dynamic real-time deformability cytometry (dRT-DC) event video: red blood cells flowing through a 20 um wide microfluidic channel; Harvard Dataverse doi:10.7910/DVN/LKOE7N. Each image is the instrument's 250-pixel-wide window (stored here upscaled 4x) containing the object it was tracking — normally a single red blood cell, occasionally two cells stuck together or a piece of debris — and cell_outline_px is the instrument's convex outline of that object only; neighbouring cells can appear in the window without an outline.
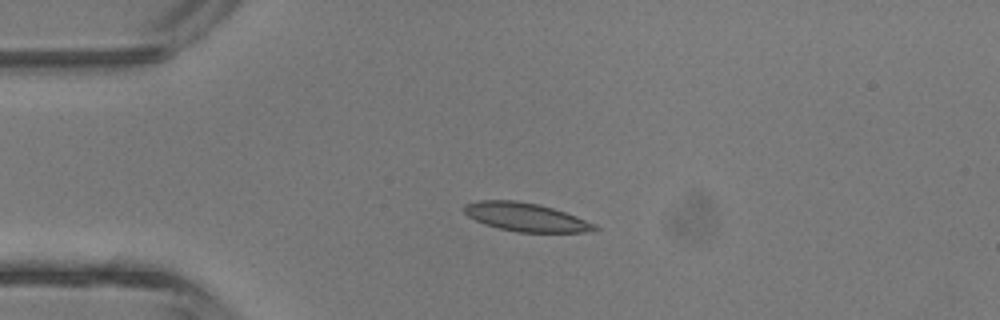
{"species": "common noctule bat (a hibernating species)", "species_latin": "Nyctalus noctula", "temperature_condition": "room temperature", "stored_images_in_passage": 2, "camera_frame_rate_fps": 3000, "um_per_image_px": 0.085, "animal": {"sex": "male", "body_mass_g": 13.3}, "frame": {"image": 1, "passage_image": 2, "time_ms": 1.333, "image_size_px": [1000, 320], "cell_outline_px": [[600, 228], [596, 232], [516, 232], [484, 224], [468, 216], [464, 212], [464, 204], [476, 200], [516, 200], [540, 204], [576, 216], [596, 224]], "centroid_in_image_um": [44.71, 18.45], "position_along_channel_um": 40.3, "area_um2": 21.79}}